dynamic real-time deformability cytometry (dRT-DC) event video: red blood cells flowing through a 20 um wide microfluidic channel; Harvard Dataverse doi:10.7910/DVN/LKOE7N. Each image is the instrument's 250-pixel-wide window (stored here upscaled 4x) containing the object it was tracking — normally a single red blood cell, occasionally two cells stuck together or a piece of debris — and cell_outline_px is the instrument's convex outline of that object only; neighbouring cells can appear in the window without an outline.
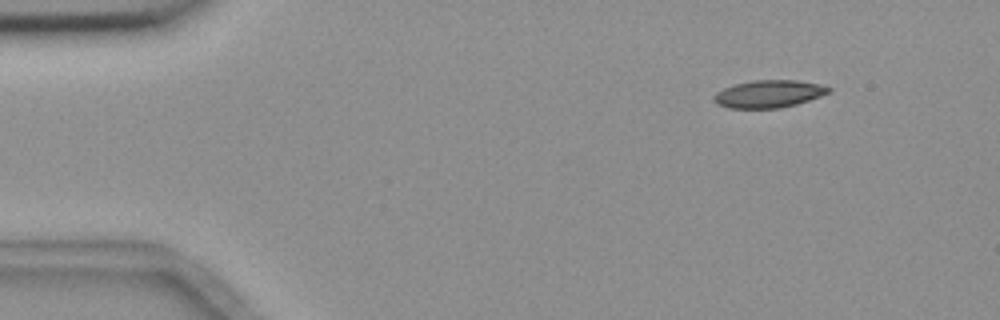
{"species": "common noctule bat (a hibernating species)", "species_latin": "Nyctalus noctula", "temperature_condition": "room temperature", "stored_images_in_passage": 4, "camera_frame_rate_fps": 3000, "um_per_image_px": 0.085, "animal": {"sex": "female", "body_mass_g": 18.4}, "frame": {"image": 1, "passage_image": 1, "time_ms": 0.0, "image_size_px": [1000, 320], "cell_outline_px": [[832, 92], [796, 104], [780, 108], [728, 108], [716, 104], [712, 100], [712, 96], [716, 92], [724, 88], [736, 84], [752, 80], [796, 80], [820, 84], [832, 88]], "centroid_in_image_um": [65.33, 7.98], "position_along_channel_um": 19.7, "area_um2": 18.5}}
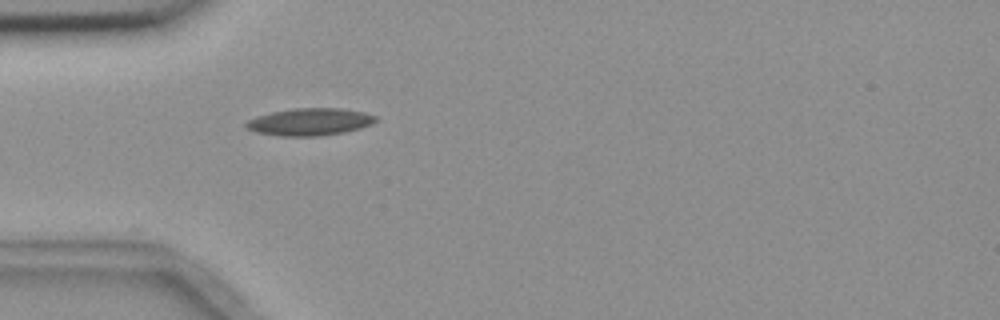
{"frame": {"image": 2, "passage_image": 4, "time_ms": 3.333, "image_size_px": [1000, 320], "cell_outline_px": [[376, 120], [372, 124], [360, 128], [344, 132], [320, 136], [280, 136], [256, 132], [248, 128], [244, 124], [248, 120], [272, 112], [292, 108], [340, 108], [364, 112], [376, 116]], "centroid_in_image_um": [26.35, 10.36], "position_along_channel_um": 58.6, "area_um2": 20.46}}